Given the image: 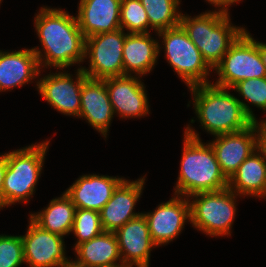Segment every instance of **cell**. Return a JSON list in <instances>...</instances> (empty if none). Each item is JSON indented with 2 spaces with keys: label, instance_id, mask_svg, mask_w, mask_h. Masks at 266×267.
Returning a JSON list of instances; mask_svg holds the SVG:
<instances>
[{
  "label": "cell",
  "instance_id": "1",
  "mask_svg": "<svg viewBox=\"0 0 266 267\" xmlns=\"http://www.w3.org/2000/svg\"><path fill=\"white\" fill-rule=\"evenodd\" d=\"M34 21L44 50L32 48L40 69L52 66L63 71L85 60V37L75 16L60 8L41 7Z\"/></svg>",
  "mask_w": 266,
  "mask_h": 267
},
{
  "label": "cell",
  "instance_id": "2",
  "mask_svg": "<svg viewBox=\"0 0 266 267\" xmlns=\"http://www.w3.org/2000/svg\"><path fill=\"white\" fill-rule=\"evenodd\" d=\"M189 89L201 126L213 136L239 132L258 122L250 106L231 95L228 88L209 83Z\"/></svg>",
  "mask_w": 266,
  "mask_h": 267
},
{
  "label": "cell",
  "instance_id": "3",
  "mask_svg": "<svg viewBox=\"0 0 266 267\" xmlns=\"http://www.w3.org/2000/svg\"><path fill=\"white\" fill-rule=\"evenodd\" d=\"M183 142L180 171L174 187V195L189 198L197 193L227 188L228 179L222 173L210 143H203L199 134L189 125L184 131Z\"/></svg>",
  "mask_w": 266,
  "mask_h": 267
},
{
  "label": "cell",
  "instance_id": "4",
  "mask_svg": "<svg viewBox=\"0 0 266 267\" xmlns=\"http://www.w3.org/2000/svg\"><path fill=\"white\" fill-rule=\"evenodd\" d=\"M229 13L208 11L192 17L181 14L180 25L201 52L204 61L213 70L231 45L246 30L233 26Z\"/></svg>",
  "mask_w": 266,
  "mask_h": 267
},
{
  "label": "cell",
  "instance_id": "5",
  "mask_svg": "<svg viewBox=\"0 0 266 267\" xmlns=\"http://www.w3.org/2000/svg\"><path fill=\"white\" fill-rule=\"evenodd\" d=\"M50 141L31 144L6 153L7 169L3 182V207L26 203L35 192Z\"/></svg>",
  "mask_w": 266,
  "mask_h": 267
},
{
  "label": "cell",
  "instance_id": "6",
  "mask_svg": "<svg viewBox=\"0 0 266 267\" xmlns=\"http://www.w3.org/2000/svg\"><path fill=\"white\" fill-rule=\"evenodd\" d=\"M237 196L239 195L228 187L189 196L190 224L211 237L231 235L237 209L235 199ZM190 198L193 201H190Z\"/></svg>",
  "mask_w": 266,
  "mask_h": 267
},
{
  "label": "cell",
  "instance_id": "7",
  "mask_svg": "<svg viewBox=\"0 0 266 267\" xmlns=\"http://www.w3.org/2000/svg\"><path fill=\"white\" fill-rule=\"evenodd\" d=\"M162 37L165 59L189 87L212 83L211 68L181 25L157 32Z\"/></svg>",
  "mask_w": 266,
  "mask_h": 267
},
{
  "label": "cell",
  "instance_id": "8",
  "mask_svg": "<svg viewBox=\"0 0 266 267\" xmlns=\"http://www.w3.org/2000/svg\"><path fill=\"white\" fill-rule=\"evenodd\" d=\"M218 80L215 86L231 89L239 81L266 77V67L259 54V41L244 31L231 45L220 63L214 68Z\"/></svg>",
  "mask_w": 266,
  "mask_h": 267
},
{
  "label": "cell",
  "instance_id": "9",
  "mask_svg": "<svg viewBox=\"0 0 266 267\" xmlns=\"http://www.w3.org/2000/svg\"><path fill=\"white\" fill-rule=\"evenodd\" d=\"M122 28L99 33L85 38V58H89V69L82 71L91 79H105L124 75L123 45L126 37Z\"/></svg>",
  "mask_w": 266,
  "mask_h": 267
},
{
  "label": "cell",
  "instance_id": "10",
  "mask_svg": "<svg viewBox=\"0 0 266 267\" xmlns=\"http://www.w3.org/2000/svg\"><path fill=\"white\" fill-rule=\"evenodd\" d=\"M75 75L76 81L73 80L70 73L64 71L50 73L41 77L36 85L39 94L54 109L68 116L79 117L82 85L88 76L81 67L77 69Z\"/></svg>",
  "mask_w": 266,
  "mask_h": 267
},
{
  "label": "cell",
  "instance_id": "11",
  "mask_svg": "<svg viewBox=\"0 0 266 267\" xmlns=\"http://www.w3.org/2000/svg\"><path fill=\"white\" fill-rule=\"evenodd\" d=\"M210 142L222 173L229 180L241 163L260 147L259 123L245 130L214 136Z\"/></svg>",
  "mask_w": 266,
  "mask_h": 267
},
{
  "label": "cell",
  "instance_id": "12",
  "mask_svg": "<svg viewBox=\"0 0 266 267\" xmlns=\"http://www.w3.org/2000/svg\"><path fill=\"white\" fill-rule=\"evenodd\" d=\"M27 233L22 235L25 263L29 267H60L71 262L65 256L64 238L42 229L29 218Z\"/></svg>",
  "mask_w": 266,
  "mask_h": 267
},
{
  "label": "cell",
  "instance_id": "13",
  "mask_svg": "<svg viewBox=\"0 0 266 267\" xmlns=\"http://www.w3.org/2000/svg\"><path fill=\"white\" fill-rule=\"evenodd\" d=\"M142 214L147 220L153 243L156 246L166 245L182 232L185 222L191 220L189 198L175 194L172 199L160 203L153 212Z\"/></svg>",
  "mask_w": 266,
  "mask_h": 267
},
{
  "label": "cell",
  "instance_id": "14",
  "mask_svg": "<svg viewBox=\"0 0 266 267\" xmlns=\"http://www.w3.org/2000/svg\"><path fill=\"white\" fill-rule=\"evenodd\" d=\"M102 80L107 87L114 114L120 118H140L149 114V102L140 77L123 75Z\"/></svg>",
  "mask_w": 266,
  "mask_h": 267
},
{
  "label": "cell",
  "instance_id": "15",
  "mask_svg": "<svg viewBox=\"0 0 266 267\" xmlns=\"http://www.w3.org/2000/svg\"><path fill=\"white\" fill-rule=\"evenodd\" d=\"M145 177L135 181L124 179L114 190L111 199L100 210L101 224L106 232H116L128 221L142 213H135L134 208L141 197Z\"/></svg>",
  "mask_w": 266,
  "mask_h": 267
},
{
  "label": "cell",
  "instance_id": "16",
  "mask_svg": "<svg viewBox=\"0 0 266 267\" xmlns=\"http://www.w3.org/2000/svg\"><path fill=\"white\" fill-rule=\"evenodd\" d=\"M122 263L132 267H149L153 243L143 214L128 221L116 232Z\"/></svg>",
  "mask_w": 266,
  "mask_h": 267
},
{
  "label": "cell",
  "instance_id": "17",
  "mask_svg": "<svg viewBox=\"0 0 266 267\" xmlns=\"http://www.w3.org/2000/svg\"><path fill=\"white\" fill-rule=\"evenodd\" d=\"M123 180L121 177L86 174L80 176L65 193L76 208L100 212Z\"/></svg>",
  "mask_w": 266,
  "mask_h": 267
},
{
  "label": "cell",
  "instance_id": "18",
  "mask_svg": "<svg viewBox=\"0 0 266 267\" xmlns=\"http://www.w3.org/2000/svg\"><path fill=\"white\" fill-rule=\"evenodd\" d=\"M80 101L79 118L86 119L106 138L114 111L105 82L101 79L87 78L82 85Z\"/></svg>",
  "mask_w": 266,
  "mask_h": 267
},
{
  "label": "cell",
  "instance_id": "19",
  "mask_svg": "<svg viewBox=\"0 0 266 267\" xmlns=\"http://www.w3.org/2000/svg\"><path fill=\"white\" fill-rule=\"evenodd\" d=\"M121 0H80L76 16L84 37L121 28Z\"/></svg>",
  "mask_w": 266,
  "mask_h": 267
},
{
  "label": "cell",
  "instance_id": "20",
  "mask_svg": "<svg viewBox=\"0 0 266 267\" xmlns=\"http://www.w3.org/2000/svg\"><path fill=\"white\" fill-rule=\"evenodd\" d=\"M41 71L32 48L12 52L0 50V92L25 85Z\"/></svg>",
  "mask_w": 266,
  "mask_h": 267
},
{
  "label": "cell",
  "instance_id": "21",
  "mask_svg": "<svg viewBox=\"0 0 266 267\" xmlns=\"http://www.w3.org/2000/svg\"><path fill=\"white\" fill-rule=\"evenodd\" d=\"M158 40L148 33H127L123 45L124 75L138 77L151 72L160 53Z\"/></svg>",
  "mask_w": 266,
  "mask_h": 267
},
{
  "label": "cell",
  "instance_id": "22",
  "mask_svg": "<svg viewBox=\"0 0 266 267\" xmlns=\"http://www.w3.org/2000/svg\"><path fill=\"white\" fill-rule=\"evenodd\" d=\"M228 188L241 197L266 199V154L259 147L228 180Z\"/></svg>",
  "mask_w": 266,
  "mask_h": 267
},
{
  "label": "cell",
  "instance_id": "23",
  "mask_svg": "<svg viewBox=\"0 0 266 267\" xmlns=\"http://www.w3.org/2000/svg\"><path fill=\"white\" fill-rule=\"evenodd\" d=\"M74 250L77 260L71 261L79 267H104L122 263L114 232L104 231L93 239L78 244Z\"/></svg>",
  "mask_w": 266,
  "mask_h": 267
},
{
  "label": "cell",
  "instance_id": "24",
  "mask_svg": "<svg viewBox=\"0 0 266 267\" xmlns=\"http://www.w3.org/2000/svg\"><path fill=\"white\" fill-rule=\"evenodd\" d=\"M75 210L76 206L64 192L40 212L31 213L30 218L42 229L64 237L72 231Z\"/></svg>",
  "mask_w": 266,
  "mask_h": 267
},
{
  "label": "cell",
  "instance_id": "25",
  "mask_svg": "<svg viewBox=\"0 0 266 267\" xmlns=\"http://www.w3.org/2000/svg\"><path fill=\"white\" fill-rule=\"evenodd\" d=\"M150 28L159 32L180 25L181 12L178 11L180 0H140Z\"/></svg>",
  "mask_w": 266,
  "mask_h": 267
},
{
  "label": "cell",
  "instance_id": "26",
  "mask_svg": "<svg viewBox=\"0 0 266 267\" xmlns=\"http://www.w3.org/2000/svg\"><path fill=\"white\" fill-rule=\"evenodd\" d=\"M120 25L127 33H148L150 23L140 0H121Z\"/></svg>",
  "mask_w": 266,
  "mask_h": 267
},
{
  "label": "cell",
  "instance_id": "27",
  "mask_svg": "<svg viewBox=\"0 0 266 267\" xmlns=\"http://www.w3.org/2000/svg\"><path fill=\"white\" fill-rule=\"evenodd\" d=\"M71 232L77 237L74 248L78 244L89 241L103 233L100 212L76 208Z\"/></svg>",
  "mask_w": 266,
  "mask_h": 267
},
{
  "label": "cell",
  "instance_id": "28",
  "mask_svg": "<svg viewBox=\"0 0 266 267\" xmlns=\"http://www.w3.org/2000/svg\"><path fill=\"white\" fill-rule=\"evenodd\" d=\"M231 89L242 98L263 111H266V77L239 81Z\"/></svg>",
  "mask_w": 266,
  "mask_h": 267
},
{
  "label": "cell",
  "instance_id": "29",
  "mask_svg": "<svg viewBox=\"0 0 266 267\" xmlns=\"http://www.w3.org/2000/svg\"><path fill=\"white\" fill-rule=\"evenodd\" d=\"M25 263L22 236L0 235V267H19Z\"/></svg>",
  "mask_w": 266,
  "mask_h": 267
},
{
  "label": "cell",
  "instance_id": "30",
  "mask_svg": "<svg viewBox=\"0 0 266 267\" xmlns=\"http://www.w3.org/2000/svg\"><path fill=\"white\" fill-rule=\"evenodd\" d=\"M7 169L6 153L0 155V208H3V182Z\"/></svg>",
  "mask_w": 266,
  "mask_h": 267
},
{
  "label": "cell",
  "instance_id": "31",
  "mask_svg": "<svg viewBox=\"0 0 266 267\" xmlns=\"http://www.w3.org/2000/svg\"><path fill=\"white\" fill-rule=\"evenodd\" d=\"M211 5L213 4L216 8L218 7V11L228 14V7L232 4L240 2L241 0H206Z\"/></svg>",
  "mask_w": 266,
  "mask_h": 267
},
{
  "label": "cell",
  "instance_id": "32",
  "mask_svg": "<svg viewBox=\"0 0 266 267\" xmlns=\"http://www.w3.org/2000/svg\"><path fill=\"white\" fill-rule=\"evenodd\" d=\"M261 122V123H260ZM259 122V131H260V148L266 154V120Z\"/></svg>",
  "mask_w": 266,
  "mask_h": 267
},
{
  "label": "cell",
  "instance_id": "33",
  "mask_svg": "<svg viewBox=\"0 0 266 267\" xmlns=\"http://www.w3.org/2000/svg\"><path fill=\"white\" fill-rule=\"evenodd\" d=\"M259 54L261 56L262 62L266 67V43L259 42Z\"/></svg>",
  "mask_w": 266,
  "mask_h": 267
},
{
  "label": "cell",
  "instance_id": "34",
  "mask_svg": "<svg viewBox=\"0 0 266 267\" xmlns=\"http://www.w3.org/2000/svg\"><path fill=\"white\" fill-rule=\"evenodd\" d=\"M60 267H79L77 265H75L72 261L69 263V264H65V265H62Z\"/></svg>",
  "mask_w": 266,
  "mask_h": 267
},
{
  "label": "cell",
  "instance_id": "35",
  "mask_svg": "<svg viewBox=\"0 0 266 267\" xmlns=\"http://www.w3.org/2000/svg\"><path fill=\"white\" fill-rule=\"evenodd\" d=\"M104 267H129V266H127V265H125V264H123V263H120V264H118V265L104 266Z\"/></svg>",
  "mask_w": 266,
  "mask_h": 267
}]
</instances>
